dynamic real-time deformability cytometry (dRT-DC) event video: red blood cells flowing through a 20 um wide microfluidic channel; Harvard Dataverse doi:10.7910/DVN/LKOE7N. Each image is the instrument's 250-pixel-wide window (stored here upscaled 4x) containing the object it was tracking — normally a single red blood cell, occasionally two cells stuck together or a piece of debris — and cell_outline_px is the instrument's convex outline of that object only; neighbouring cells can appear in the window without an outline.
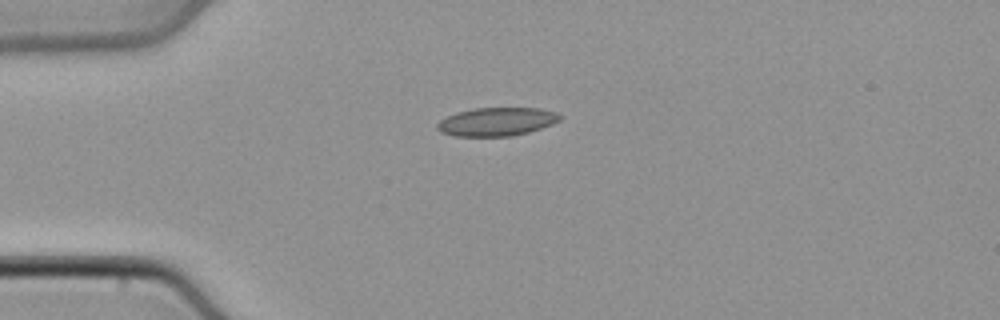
{"species": "common noctule bat (a hibernating species)", "species_latin": "Nyctalus noctula", "temperature_condition": "cold", "stored_images_in_passage": 35, "camera_frame_rate_fps": 3000, "um_per_image_px": 0.085, "animal": {"sex": "male", "body_mass_g": 21.5, "forearm_length_mm": 52.0}, "frame": {"image": 1, "passage_image": 1, "time_ms": 0.0, "image_size_px": [1000, 320], "cell_outline_px": [[560, 120], [552, 124], [528, 132], [512, 136], [456, 136], [440, 132], [436, 128], [436, 124], [440, 120], [456, 112], [476, 108], [540, 108], [556, 112], [560, 116]], "centroid_in_image_um": [42.2, 10.34], "position_along_channel_um": 42.8, "area_um2": 20.23}}
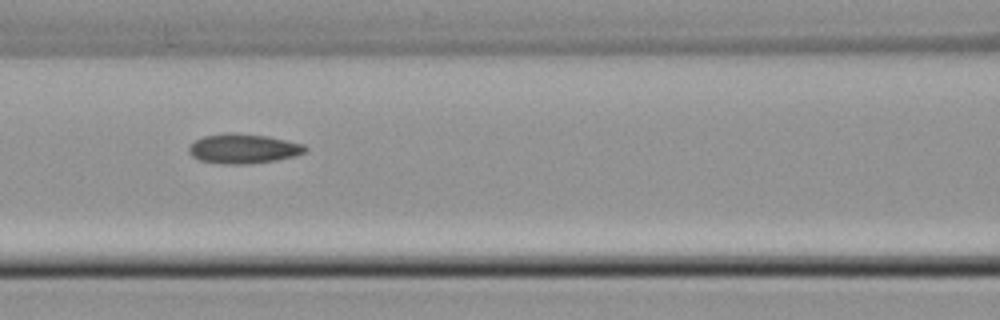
{"frame": {"image": 2, "passage_image": 10, "time_ms": 3.0, "image_size_px": [1000, 320], "cell_outline_px": [[308, 152], [296, 156], [276, 160], [248, 164], [232, 164], [200, 160], [192, 156], [188, 152], [188, 144], [204, 136], [224, 132], [232, 132], [268, 136], [288, 140], [304, 144], [308, 148]], "centroid_in_image_um": [20.72, 12.62], "position_along_channel_um": 145.9, "area_um2": 20.35}}
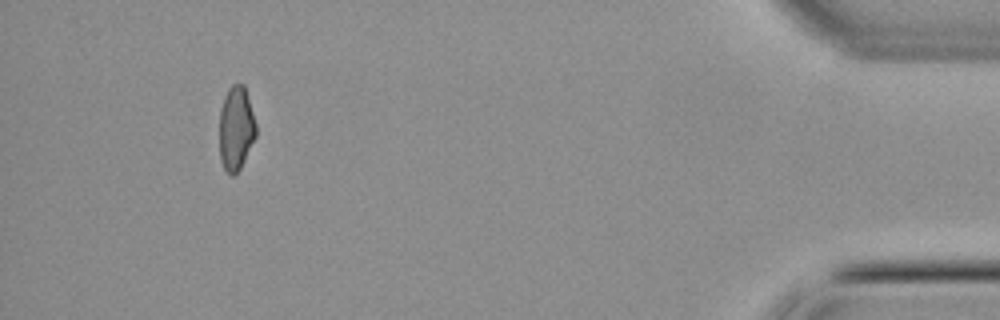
{"frame": {"image": 3, "passage_image": 34, "time_ms": 11.0, "image_size_px": [1000, 320], "cell_outline_px": [[256, 136], [240, 168], [232, 176], [224, 168], [220, 160], [220, 108], [224, 96], [228, 88], [232, 84], [244, 84], [256, 124]], "centroid_in_image_um": [20.05, 10.88], "position_along_channel_um": 415.1, "area_um2": 17.8}}